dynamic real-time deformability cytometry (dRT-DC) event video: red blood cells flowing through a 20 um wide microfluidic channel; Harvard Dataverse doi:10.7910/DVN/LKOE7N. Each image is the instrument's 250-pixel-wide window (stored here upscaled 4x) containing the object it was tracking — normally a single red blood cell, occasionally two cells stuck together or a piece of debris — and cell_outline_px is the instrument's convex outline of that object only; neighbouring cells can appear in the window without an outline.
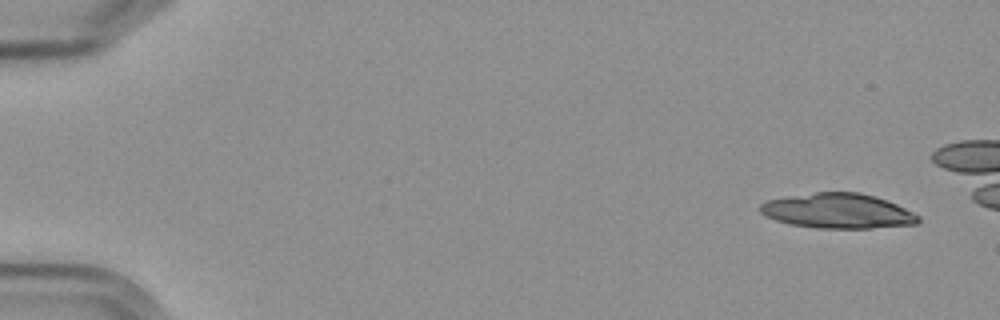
{"species": "Egyptian fruit bat (a non-hibernating species)", "species_latin": "Rousettus aegyptiacus", "temperature_condition": "cold", "stored_images_in_passage": 14, "camera_frame_rate_fps": 3000, "um_per_image_px": 0.085, "frame": {"image": 1, "passage_image": 1, "time_ms": 0.0, "image_size_px": [1000, 320], "cell_outline_px": [[920, 220], [916, 224], [872, 228], [816, 228], [788, 224], [764, 216], [760, 212], [760, 204], [768, 200], [788, 196], [816, 192], [860, 192], [896, 204], [920, 216]], "centroid_in_image_um": [71.18, 17.94], "position_along_channel_um": 13.8, "area_um2": 32.08}}
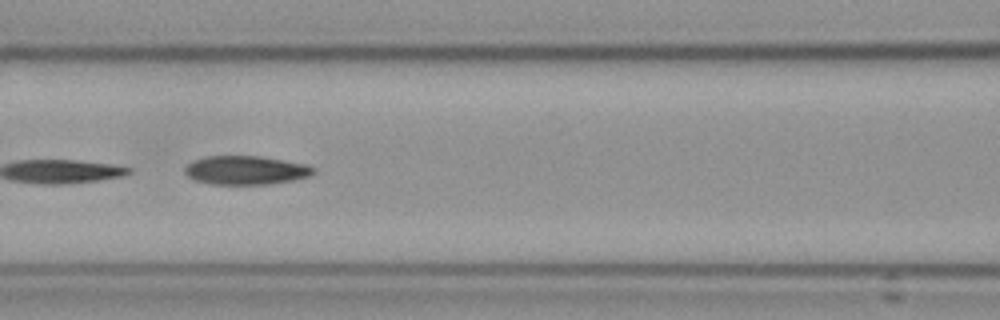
{"frame": {"image": 2, "passage_image": 7, "time_ms": 7.667, "image_size_px": [1000, 320], "cell_outline_px": [[316, 172], [308, 176], [292, 180], [268, 184], [212, 184], [196, 180], [188, 176], [184, 172], [184, 168], [192, 160], [204, 156], [264, 156], [304, 164], [316, 168]], "centroid_in_image_um": [20.88, 14.45], "position_along_channel_um": 145.7, "area_um2": 21.56}}